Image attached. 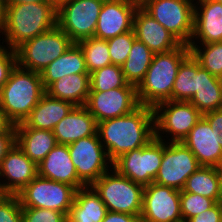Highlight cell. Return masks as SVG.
<instances>
[{
	"label": "cell",
	"mask_w": 222,
	"mask_h": 222,
	"mask_svg": "<svg viewBox=\"0 0 222 222\" xmlns=\"http://www.w3.org/2000/svg\"><path fill=\"white\" fill-rule=\"evenodd\" d=\"M202 116L182 143L195 155L201 166L217 167L222 163V139Z\"/></svg>",
	"instance_id": "obj_17"
},
{
	"label": "cell",
	"mask_w": 222,
	"mask_h": 222,
	"mask_svg": "<svg viewBox=\"0 0 222 222\" xmlns=\"http://www.w3.org/2000/svg\"><path fill=\"white\" fill-rule=\"evenodd\" d=\"M16 143V132H4L0 134V164L7 152Z\"/></svg>",
	"instance_id": "obj_41"
},
{
	"label": "cell",
	"mask_w": 222,
	"mask_h": 222,
	"mask_svg": "<svg viewBox=\"0 0 222 222\" xmlns=\"http://www.w3.org/2000/svg\"><path fill=\"white\" fill-rule=\"evenodd\" d=\"M139 105L136 86L127 83L108 91H90L85 107L99 123L129 114Z\"/></svg>",
	"instance_id": "obj_14"
},
{
	"label": "cell",
	"mask_w": 222,
	"mask_h": 222,
	"mask_svg": "<svg viewBox=\"0 0 222 222\" xmlns=\"http://www.w3.org/2000/svg\"><path fill=\"white\" fill-rule=\"evenodd\" d=\"M201 165L182 142L164 141V153L155 183L183 190L187 178Z\"/></svg>",
	"instance_id": "obj_13"
},
{
	"label": "cell",
	"mask_w": 222,
	"mask_h": 222,
	"mask_svg": "<svg viewBox=\"0 0 222 222\" xmlns=\"http://www.w3.org/2000/svg\"><path fill=\"white\" fill-rule=\"evenodd\" d=\"M69 74H89L83 52L77 43H73L64 54L40 72L44 89Z\"/></svg>",
	"instance_id": "obj_25"
},
{
	"label": "cell",
	"mask_w": 222,
	"mask_h": 222,
	"mask_svg": "<svg viewBox=\"0 0 222 222\" xmlns=\"http://www.w3.org/2000/svg\"><path fill=\"white\" fill-rule=\"evenodd\" d=\"M102 222H141V219L137 215L108 211Z\"/></svg>",
	"instance_id": "obj_43"
},
{
	"label": "cell",
	"mask_w": 222,
	"mask_h": 222,
	"mask_svg": "<svg viewBox=\"0 0 222 222\" xmlns=\"http://www.w3.org/2000/svg\"><path fill=\"white\" fill-rule=\"evenodd\" d=\"M135 40L133 30L107 39L112 64L122 66L125 63Z\"/></svg>",
	"instance_id": "obj_36"
},
{
	"label": "cell",
	"mask_w": 222,
	"mask_h": 222,
	"mask_svg": "<svg viewBox=\"0 0 222 222\" xmlns=\"http://www.w3.org/2000/svg\"><path fill=\"white\" fill-rule=\"evenodd\" d=\"M0 222H23L22 206L17 195H8L0 202Z\"/></svg>",
	"instance_id": "obj_38"
},
{
	"label": "cell",
	"mask_w": 222,
	"mask_h": 222,
	"mask_svg": "<svg viewBox=\"0 0 222 222\" xmlns=\"http://www.w3.org/2000/svg\"><path fill=\"white\" fill-rule=\"evenodd\" d=\"M203 117L209 122L212 130L219 131V137L222 139V108L207 112Z\"/></svg>",
	"instance_id": "obj_42"
},
{
	"label": "cell",
	"mask_w": 222,
	"mask_h": 222,
	"mask_svg": "<svg viewBox=\"0 0 222 222\" xmlns=\"http://www.w3.org/2000/svg\"><path fill=\"white\" fill-rule=\"evenodd\" d=\"M199 62L190 54L179 66L172 88V101L189 102L197 91Z\"/></svg>",
	"instance_id": "obj_31"
},
{
	"label": "cell",
	"mask_w": 222,
	"mask_h": 222,
	"mask_svg": "<svg viewBox=\"0 0 222 222\" xmlns=\"http://www.w3.org/2000/svg\"><path fill=\"white\" fill-rule=\"evenodd\" d=\"M194 0H152L143 9L182 44L189 45L194 31Z\"/></svg>",
	"instance_id": "obj_12"
},
{
	"label": "cell",
	"mask_w": 222,
	"mask_h": 222,
	"mask_svg": "<svg viewBox=\"0 0 222 222\" xmlns=\"http://www.w3.org/2000/svg\"><path fill=\"white\" fill-rule=\"evenodd\" d=\"M23 222H67V216L46 208H22Z\"/></svg>",
	"instance_id": "obj_37"
},
{
	"label": "cell",
	"mask_w": 222,
	"mask_h": 222,
	"mask_svg": "<svg viewBox=\"0 0 222 222\" xmlns=\"http://www.w3.org/2000/svg\"><path fill=\"white\" fill-rule=\"evenodd\" d=\"M3 0H0V18L2 16V12H3Z\"/></svg>",
	"instance_id": "obj_50"
},
{
	"label": "cell",
	"mask_w": 222,
	"mask_h": 222,
	"mask_svg": "<svg viewBox=\"0 0 222 222\" xmlns=\"http://www.w3.org/2000/svg\"><path fill=\"white\" fill-rule=\"evenodd\" d=\"M68 149L78 179L85 186H91L112 168L98 133L68 144Z\"/></svg>",
	"instance_id": "obj_11"
},
{
	"label": "cell",
	"mask_w": 222,
	"mask_h": 222,
	"mask_svg": "<svg viewBox=\"0 0 222 222\" xmlns=\"http://www.w3.org/2000/svg\"><path fill=\"white\" fill-rule=\"evenodd\" d=\"M164 153V141L152 139L146 146L131 150L118 157L113 163L119 174L142 186L154 182Z\"/></svg>",
	"instance_id": "obj_8"
},
{
	"label": "cell",
	"mask_w": 222,
	"mask_h": 222,
	"mask_svg": "<svg viewBox=\"0 0 222 222\" xmlns=\"http://www.w3.org/2000/svg\"><path fill=\"white\" fill-rule=\"evenodd\" d=\"M191 54L186 44L166 53H154L144 79L136 87L140 105L154 108L172 100V88L180 64Z\"/></svg>",
	"instance_id": "obj_3"
},
{
	"label": "cell",
	"mask_w": 222,
	"mask_h": 222,
	"mask_svg": "<svg viewBox=\"0 0 222 222\" xmlns=\"http://www.w3.org/2000/svg\"><path fill=\"white\" fill-rule=\"evenodd\" d=\"M188 46L191 54L203 69L222 78V42Z\"/></svg>",
	"instance_id": "obj_33"
},
{
	"label": "cell",
	"mask_w": 222,
	"mask_h": 222,
	"mask_svg": "<svg viewBox=\"0 0 222 222\" xmlns=\"http://www.w3.org/2000/svg\"><path fill=\"white\" fill-rule=\"evenodd\" d=\"M17 65L16 52L4 48L0 52V91L10 77L12 70Z\"/></svg>",
	"instance_id": "obj_39"
},
{
	"label": "cell",
	"mask_w": 222,
	"mask_h": 222,
	"mask_svg": "<svg viewBox=\"0 0 222 222\" xmlns=\"http://www.w3.org/2000/svg\"><path fill=\"white\" fill-rule=\"evenodd\" d=\"M9 194L5 191L2 184L0 183V202L5 199Z\"/></svg>",
	"instance_id": "obj_49"
},
{
	"label": "cell",
	"mask_w": 222,
	"mask_h": 222,
	"mask_svg": "<svg viewBox=\"0 0 222 222\" xmlns=\"http://www.w3.org/2000/svg\"><path fill=\"white\" fill-rule=\"evenodd\" d=\"M104 0H67L57 9V26L74 43L94 37Z\"/></svg>",
	"instance_id": "obj_10"
},
{
	"label": "cell",
	"mask_w": 222,
	"mask_h": 222,
	"mask_svg": "<svg viewBox=\"0 0 222 222\" xmlns=\"http://www.w3.org/2000/svg\"><path fill=\"white\" fill-rule=\"evenodd\" d=\"M222 42V2L197 0L194 5V31L189 45Z\"/></svg>",
	"instance_id": "obj_19"
},
{
	"label": "cell",
	"mask_w": 222,
	"mask_h": 222,
	"mask_svg": "<svg viewBox=\"0 0 222 222\" xmlns=\"http://www.w3.org/2000/svg\"><path fill=\"white\" fill-rule=\"evenodd\" d=\"M15 132V126L7 119L5 112L0 108V134Z\"/></svg>",
	"instance_id": "obj_44"
},
{
	"label": "cell",
	"mask_w": 222,
	"mask_h": 222,
	"mask_svg": "<svg viewBox=\"0 0 222 222\" xmlns=\"http://www.w3.org/2000/svg\"><path fill=\"white\" fill-rule=\"evenodd\" d=\"M74 107L71 102L59 100L45 92L29 117L23 123L15 125V127H32L53 131L58 122Z\"/></svg>",
	"instance_id": "obj_23"
},
{
	"label": "cell",
	"mask_w": 222,
	"mask_h": 222,
	"mask_svg": "<svg viewBox=\"0 0 222 222\" xmlns=\"http://www.w3.org/2000/svg\"><path fill=\"white\" fill-rule=\"evenodd\" d=\"M16 144L37 166L58 144L53 131L15 127Z\"/></svg>",
	"instance_id": "obj_24"
},
{
	"label": "cell",
	"mask_w": 222,
	"mask_h": 222,
	"mask_svg": "<svg viewBox=\"0 0 222 222\" xmlns=\"http://www.w3.org/2000/svg\"><path fill=\"white\" fill-rule=\"evenodd\" d=\"M153 111L155 138L166 142H182L203 116L193 104L185 101H164Z\"/></svg>",
	"instance_id": "obj_7"
},
{
	"label": "cell",
	"mask_w": 222,
	"mask_h": 222,
	"mask_svg": "<svg viewBox=\"0 0 222 222\" xmlns=\"http://www.w3.org/2000/svg\"><path fill=\"white\" fill-rule=\"evenodd\" d=\"M154 53L139 40H135L127 60L121 66L125 80L136 87L144 79Z\"/></svg>",
	"instance_id": "obj_30"
},
{
	"label": "cell",
	"mask_w": 222,
	"mask_h": 222,
	"mask_svg": "<svg viewBox=\"0 0 222 222\" xmlns=\"http://www.w3.org/2000/svg\"><path fill=\"white\" fill-rule=\"evenodd\" d=\"M133 31L135 38L143 42L153 53H166L182 44L143 8H137L135 12Z\"/></svg>",
	"instance_id": "obj_20"
},
{
	"label": "cell",
	"mask_w": 222,
	"mask_h": 222,
	"mask_svg": "<svg viewBox=\"0 0 222 222\" xmlns=\"http://www.w3.org/2000/svg\"><path fill=\"white\" fill-rule=\"evenodd\" d=\"M38 175L53 181L73 186L76 190L85 187L78 179L69 154L68 145L57 144L38 165Z\"/></svg>",
	"instance_id": "obj_21"
},
{
	"label": "cell",
	"mask_w": 222,
	"mask_h": 222,
	"mask_svg": "<svg viewBox=\"0 0 222 222\" xmlns=\"http://www.w3.org/2000/svg\"><path fill=\"white\" fill-rule=\"evenodd\" d=\"M3 5L0 38L6 44L5 48L15 51L57 25V9L48 2Z\"/></svg>",
	"instance_id": "obj_2"
},
{
	"label": "cell",
	"mask_w": 222,
	"mask_h": 222,
	"mask_svg": "<svg viewBox=\"0 0 222 222\" xmlns=\"http://www.w3.org/2000/svg\"><path fill=\"white\" fill-rule=\"evenodd\" d=\"M216 203L214 199L181 190L180 206L183 222H187L190 218L210 209Z\"/></svg>",
	"instance_id": "obj_35"
},
{
	"label": "cell",
	"mask_w": 222,
	"mask_h": 222,
	"mask_svg": "<svg viewBox=\"0 0 222 222\" xmlns=\"http://www.w3.org/2000/svg\"><path fill=\"white\" fill-rule=\"evenodd\" d=\"M131 5L136 8H144L152 0H127Z\"/></svg>",
	"instance_id": "obj_46"
},
{
	"label": "cell",
	"mask_w": 222,
	"mask_h": 222,
	"mask_svg": "<svg viewBox=\"0 0 222 222\" xmlns=\"http://www.w3.org/2000/svg\"><path fill=\"white\" fill-rule=\"evenodd\" d=\"M38 175V166L15 143L0 164V183L9 195H18Z\"/></svg>",
	"instance_id": "obj_16"
},
{
	"label": "cell",
	"mask_w": 222,
	"mask_h": 222,
	"mask_svg": "<svg viewBox=\"0 0 222 222\" xmlns=\"http://www.w3.org/2000/svg\"><path fill=\"white\" fill-rule=\"evenodd\" d=\"M45 92L40 73L16 65L0 91V108L15 126L29 117Z\"/></svg>",
	"instance_id": "obj_4"
},
{
	"label": "cell",
	"mask_w": 222,
	"mask_h": 222,
	"mask_svg": "<svg viewBox=\"0 0 222 222\" xmlns=\"http://www.w3.org/2000/svg\"><path fill=\"white\" fill-rule=\"evenodd\" d=\"M45 0H3V4H23V3H35L43 2Z\"/></svg>",
	"instance_id": "obj_45"
},
{
	"label": "cell",
	"mask_w": 222,
	"mask_h": 222,
	"mask_svg": "<svg viewBox=\"0 0 222 222\" xmlns=\"http://www.w3.org/2000/svg\"><path fill=\"white\" fill-rule=\"evenodd\" d=\"M77 44L83 52L89 74L112 64L107 40L91 37L81 40Z\"/></svg>",
	"instance_id": "obj_32"
},
{
	"label": "cell",
	"mask_w": 222,
	"mask_h": 222,
	"mask_svg": "<svg viewBox=\"0 0 222 222\" xmlns=\"http://www.w3.org/2000/svg\"><path fill=\"white\" fill-rule=\"evenodd\" d=\"M97 133L113 163L121 155L146 146L155 138L154 111L139 105L131 113L98 123Z\"/></svg>",
	"instance_id": "obj_1"
},
{
	"label": "cell",
	"mask_w": 222,
	"mask_h": 222,
	"mask_svg": "<svg viewBox=\"0 0 222 222\" xmlns=\"http://www.w3.org/2000/svg\"><path fill=\"white\" fill-rule=\"evenodd\" d=\"M98 123L85 106H75L53 129L58 144H70L97 134Z\"/></svg>",
	"instance_id": "obj_22"
},
{
	"label": "cell",
	"mask_w": 222,
	"mask_h": 222,
	"mask_svg": "<svg viewBox=\"0 0 222 222\" xmlns=\"http://www.w3.org/2000/svg\"><path fill=\"white\" fill-rule=\"evenodd\" d=\"M75 193L73 186L37 175L17 196L22 208H46L67 216Z\"/></svg>",
	"instance_id": "obj_9"
},
{
	"label": "cell",
	"mask_w": 222,
	"mask_h": 222,
	"mask_svg": "<svg viewBox=\"0 0 222 222\" xmlns=\"http://www.w3.org/2000/svg\"><path fill=\"white\" fill-rule=\"evenodd\" d=\"M73 43L71 38L56 25L15 50L17 65L40 73L52 61L64 54Z\"/></svg>",
	"instance_id": "obj_6"
},
{
	"label": "cell",
	"mask_w": 222,
	"mask_h": 222,
	"mask_svg": "<svg viewBox=\"0 0 222 222\" xmlns=\"http://www.w3.org/2000/svg\"><path fill=\"white\" fill-rule=\"evenodd\" d=\"M91 187L99 195L108 211L140 217L144 186L122 176L114 168H111Z\"/></svg>",
	"instance_id": "obj_5"
},
{
	"label": "cell",
	"mask_w": 222,
	"mask_h": 222,
	"mask_svg": "<svg viewBox=\"0 0 222 222\" xmlns=\"http://www.w3.org/2000/svg\"><path fill=\"white\" fill-rule=\"evenodd\" d=\"M187 222H222V202L190 218Z\"/></svg>",
	"instance_id": "obj_40"
},
{
	"label": "cell",
	"mask_w": 222,
	"mask_h": 222,
	"mask_svg": "<svg viewBox=\"0 0 222 222\" xmlns=\"http://www.w3.org/2000/svg\"><path fill=\"white\" fill-rule=\"evenodd\" d=\"M216 170H217V173L219 176L220 190H221V194H222V163L216 167Z\"/></svg>",
	"instance_id": "obj_48"
},
{
	"label": "cell",
	"mask_w": 222,
	"mask_h": 222,
	"mask_svg": "<svg viewBox=\"0 0 222 222\" xmlns=\"http://www.w3.org/2000/svg\"><path fill=\"white\" fill-rule=\"evenodd\" d=\"M90 92V74H69L54 81L46 93L74 106H85Z\"/></svg>",
	"instance_id": "obj_27"
},
{
	"label": "cell",
	"mask_w": 222,
	"mask_h": 222,
	"mask_svg": "<svg viewBox=\"0 0 222 222\" xmlns=\"http://www.w3.org/2000/svg\"><path fill=\"white\" fill-rule=\"evenodd\" d=\"M136 10L127 0H104L94 37L107 40L133 30Z\"/></svg>",
	"instance_id": "obj_18"
},
{
	"label": "cell",
	"mask_w": 222,
	"mask_h": 222,
	"mask_svg": "<svg viewBox=\"0 0 222 222\" xmlns=\"http://www.w3.org/2000/svg\"><path fill=\"white\" fill-rule=\"evenodd\" d=\"M183 190L214 199L216 202H222L219 176L216 167L201 166L187 178Z\"/></svg>",
	"instance_id": "obj_29"
},
{
	"label": "cell",
	"mask_w": 222,
	"mask_h": 222,
	"mask_svg": "<svg viewBox=\"0 0 222 222\" xmlns=\"http://www.w3.org/2000/svg\"><path fill=\"white\" fill-rule=\"evenodd\" d=\"M66 1L67 0H45V2H48V3L52 4L56 9H58Z\"/></svg>",
	"instance_id": "obj_47"
},
{
	"label": "cell",
	"mask_w": 222,
	"mask_h": 222,
	"mask_svg": "<svg viewBox=\"0 0 222 222\" xmlns=\"http://www.w3.org/2000/svg\"><path fill=\"white\" fill-rule=\"evenodd\" d=\"M180 190L157 184L144 187L141 222H183Z\"/></svg>",
	"instance_id": "obj_15"
},
{
	"label": "cell",
	"mask_w": 222,
	"mask_h": 222,
	"mask_svg": "<svg viewBox=\"0 0 222 222\" xmlns=\"http://www.w3.org/2000/svg\"><path fill=\"white\" fill-rule=\"evenodd\" d=\"M108 210L91 186L76 190L67 222H102Z\"/></svg>",
	"instance_id": "obj_26"
},
{
	"label": "cell",
	"mask_w": 222,
	"mask_h": 222,
	"mask_svg": "<svg viewBox=\"0 0 222 222\" xmlns=\"http://www.w3.org/2000/svg\"><path fill=\"white\" fill-rule=\"evenodd\" d=\"M127 83L122 67L114 64L105 66L90 74V91H108L124 87Z\"/></svg>",
	"instance_id": "obj_34"
},
{
	"label": "cell",
	"mask_w": 222,
	"mask_h": 222,
	"mask_svg": "<svg viewBox=\"0 0 222 222\" xmlns=\"http://www.w3.org/2000/svg\"><path fill=\"white\" fill-rule=\"evenodd\" d=\"M202 114L222 108V78L202 67L197 71V91L189 101Z\"/></svg>",
	"instance_id": "obj_28"
},
{
	"label": "cell",
	"mask_w": 222,
	"mask_h": 222,
	"mask_svg": "<svg viewBox=\"0 0 222 222\" xmlns=\"http://www.w3.org/2000/svg\"><path fill=\"white\" fill-rule=\"evenodd\" d=\"M0 42H1V38H0ZM5 44L3 42L0 43V52L5 48L4 46Z\"/></svg>",
	"instance_id": "obj_51"
}]
</instances>
